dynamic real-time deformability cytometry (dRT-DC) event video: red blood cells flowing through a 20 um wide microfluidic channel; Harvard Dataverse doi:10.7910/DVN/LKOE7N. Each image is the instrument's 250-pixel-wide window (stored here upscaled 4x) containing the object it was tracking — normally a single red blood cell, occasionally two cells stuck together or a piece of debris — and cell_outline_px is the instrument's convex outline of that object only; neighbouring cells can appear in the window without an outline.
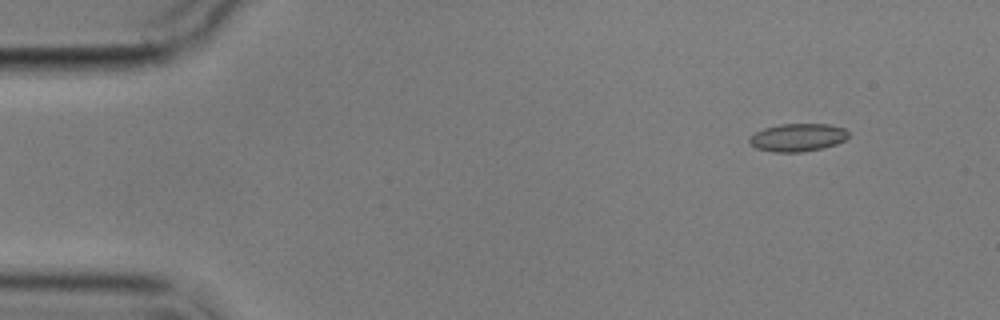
{"species": "common noctule bat (a hibernating species)", "species_latin": "Nyctalus noctula", "temperature_condition": "cold", "stored_images_in_passage": 4, "segment_of_instrument_passage": [1, 2], "camera_frame_rate_fps": 3000, "um_per_image_px": 0.085, "animal": {"sex": "male", "body_mass_g": 17.9}, "frame": {"image": 1, "passage_image": 1, "time_ms": 0.0, "image_size_px": [1000, 320], "cell_outline_px": [[848, 136], [844, 140], [836, 144], [824, 148], [800, 152], [776, 152], [756, 148], [748, 140], [748, 136], [764, 128], [780, 124], [828, 124], [844, 128], [848, 132]], "centroid_in_image_um": [67.8, 11.68], "position_along_channel_um": 17.2, "area_um2": 16.07}}
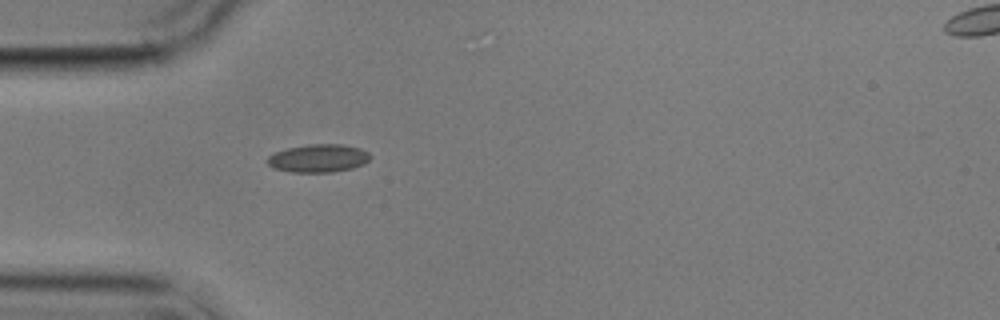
{"frame": {"image": 2, "passage_image": 3, "time_ms": 3.667, "image_size_px": [1000, 320], "cell_outline_px": [[372, 156], [364, 164], [352, 168], [332, 172], [292, 172], [272, 168], [264, 160], [272, 152], [288, 148], [308, 144], [344, 144], [360, 148], [368, 152]], "centroid_in_image_um": [27.03, 13.45], "position_along_channel_um": 58.0, "area_um2": 17.05}}